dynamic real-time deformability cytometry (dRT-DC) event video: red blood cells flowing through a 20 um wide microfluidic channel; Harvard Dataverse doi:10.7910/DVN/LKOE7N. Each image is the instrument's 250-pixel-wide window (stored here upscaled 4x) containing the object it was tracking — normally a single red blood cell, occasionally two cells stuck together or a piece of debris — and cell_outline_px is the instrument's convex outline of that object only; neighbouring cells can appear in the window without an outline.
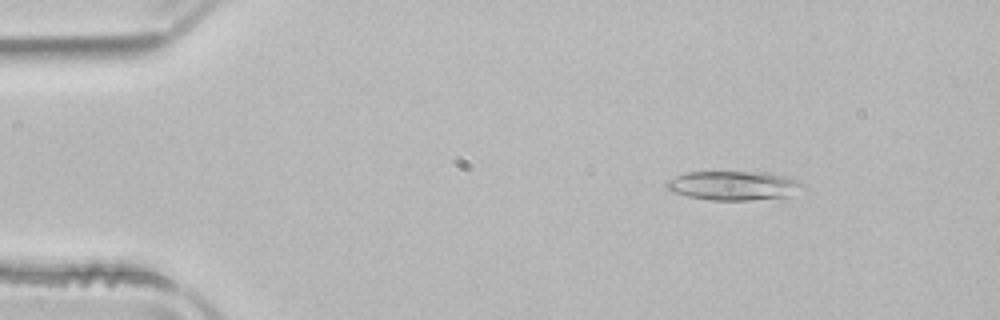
{"species": "common noctule bat (a hibernating species)", "species_latin": "Nyctalus noctula", "temperature_condition": "room temperature", "stored_images_in_passage": 51, "camera_frame_rate_fps": 3000, "um_per_image_px": 0.085, "animal": {"sex": "male", "body_mass_g": 21.5, "forearm_length_mm": 52.0}, "frame": {"image": 1, "passage_image": 7, "time_ms": 2.0, "image_size_px": [1000, 320], "cell_outline_px": [[808, 188], [788, 196], [748, 200], [712, 200], [688, 196], [672, 192], [664, 184], [668, 180], [676, 176], [688, 172], [764, 172], [784, 176], [796, 180], [804, 184]], "centroid_in_image_um": [62.38, 15.77], "position_along_channel_um": 22.6, "area_um2": 23.06}}
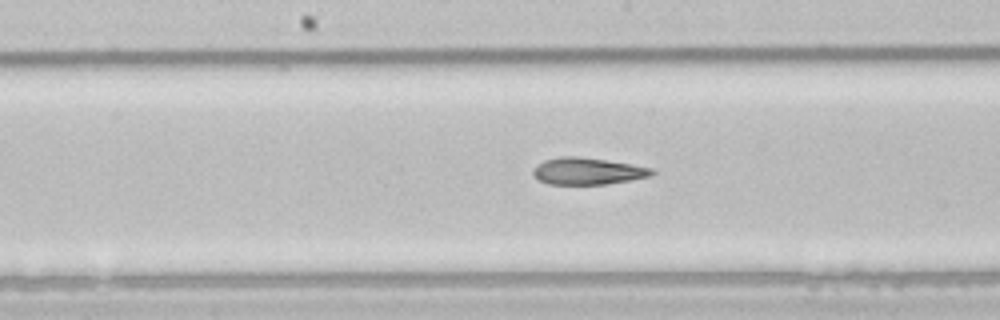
{"frame": {"image": 2, "passage_image": 26, "time_ms": 8.333, "image_size_px": [1000, 320], "cell_outline_px": [[656, 172], [652, 176], [604, 184], [548, 184], [540, 180], [532, 172], [544, 160], [560, 156], [576, 156], [632, 164], [652, 168]], "centroid_in_image_um": [49.98, 14.54], "position_along_channel_um": 198.2, "area_um2": 18.26}}
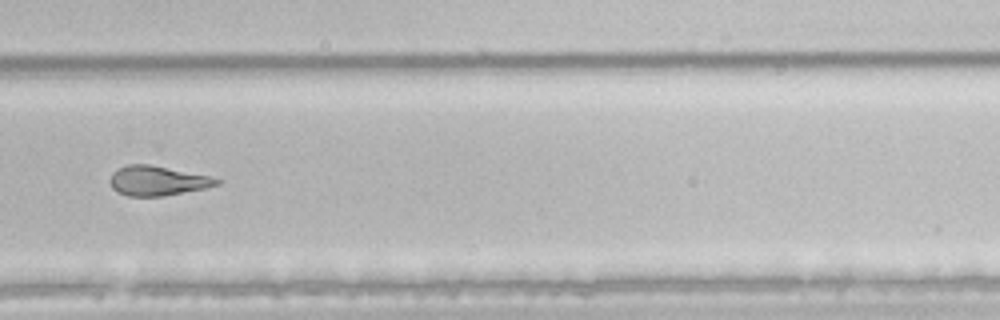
{"frame": {"image": 3, "passage_image": 35, "time_ms": 11.333, "image_size_px": [1000, 320], "cell_outline_px": [[224, 180], [220, 184], [208, 188], [164, 196], [128, 196], [116, 192], [112, 188], [108, 180], [112, 172], [128, 164], [148, 164], [212, 176]], "centroid_in_image_um": [13.42, 15.37], "position_along_channel_um": 316.4, "area_um2": 18.79}, "authors_computed_cell_mechanics": {"area_um2": 21.2704, "velocity_mm_per_s": 3.9643, "shape_relaxation_time_tau1_ms": null, "shape_relaxation_time_tau2_ms": 3.9776, "deformation_change_tau1": null, "deformation_change_tau2": 0.1454}}